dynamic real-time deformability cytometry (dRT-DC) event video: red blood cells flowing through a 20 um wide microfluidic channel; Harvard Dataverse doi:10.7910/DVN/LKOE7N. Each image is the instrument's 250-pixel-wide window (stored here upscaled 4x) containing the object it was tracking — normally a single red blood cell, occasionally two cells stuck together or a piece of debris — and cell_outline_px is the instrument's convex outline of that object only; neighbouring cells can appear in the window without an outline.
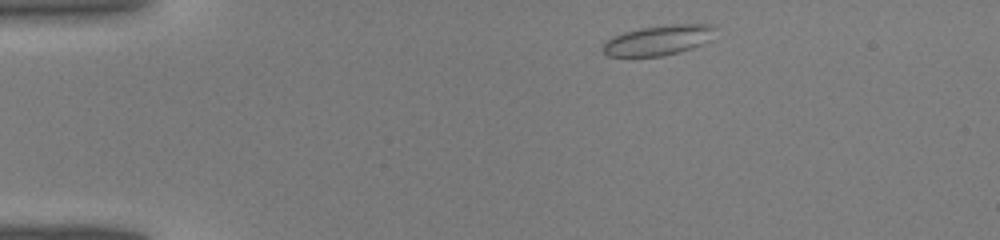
{"species": "common noctule bat (a hibernating species)", "species_latin": "Nyctalus noctula", "temperature_condition": "warm", "stored_images_in_passage": 37, "camera_frame_rate_fps": 3000, "um_per_image_px": 0.085, "animal": {"sex": "male", "body_mass_g": 19.0, "forearm_length_mm": 50.8}, "frame": {"image": 1, "passage_image": 2, "time_ms": 0.333, "image_size_px": [1000, 240], "cell_outline_px": [[716, 28], [712, 40], [692, 48], [660, 56], [608, 56], [600, 48], [612, 36], [624, 32], [640, 28], [668, 24], [708, 24]], "centroid_in_image_um": [55.97, 3.4], "position_along_channel_um": 29.0, "area_um2": 19.65}}
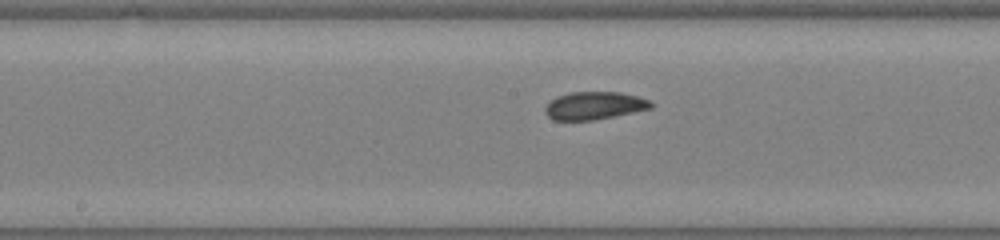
{"frame": {"image": 2, "passage_image": 17, "time_ms": 5.333, "image_size_px": [1000, 240], "cell_outline_px": [[652, 108], [592, 120], [552, 120], [544, 112], [544, 108], [556, 96], [568, 92], [620, 92], [636, 96], [648, 100], [652, 104]], "centroid_in_image_um": [50.46, 8.97], "position_along_channel_um": 197.7, "area_um2": 16.94}}
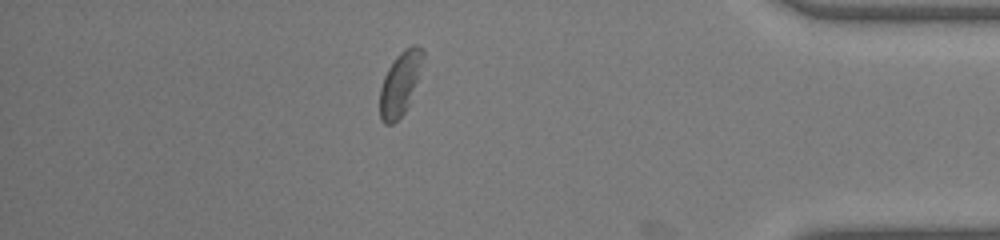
{"frame": {"image": 3, "passage_image": 32, "time_ms": 10.333, "image_size_px": [1000, 240], "cell_outline_px": [[424, 56], [408, 104], [404, 112], [392, 124], [384, 124], [380, 120], [380, 88], [384, 76], [388, 68], [396, 56], [404, 48], [412, 44], [416, 44], [424, 48]], "centroid_in_image_um": [33.99, 7.06], "position_along_channel_um": 401.2, "area_um2": 15.66}}